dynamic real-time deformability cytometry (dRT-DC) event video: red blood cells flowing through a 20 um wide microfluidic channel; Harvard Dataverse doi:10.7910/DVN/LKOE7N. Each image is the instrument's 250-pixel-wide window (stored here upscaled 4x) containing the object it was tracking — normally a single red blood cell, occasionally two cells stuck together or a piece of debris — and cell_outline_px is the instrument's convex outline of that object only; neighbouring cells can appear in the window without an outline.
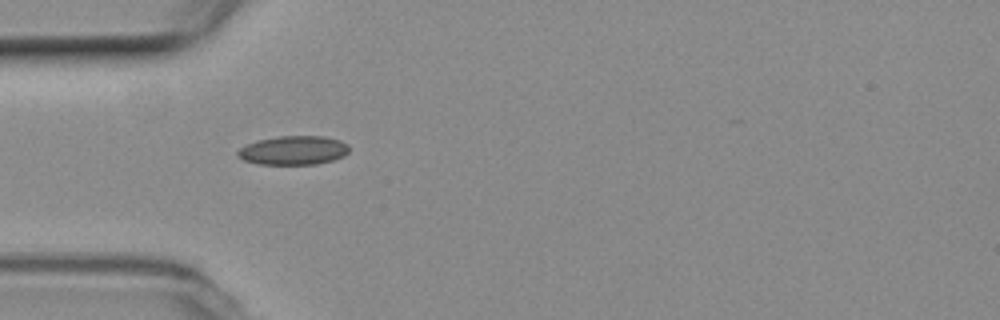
{"species": "common noctule bat (a hibernating species)", "species_latin": "Nyctalus noctula", "temperature_condition": "room temperature", "stored_images_in_passage": 33, "camera_frame_rate_fps": 3000, "um_per_image_px": 0.085, "animal": {"sex": "female", "body_mass_g": 19.3, "forearm_length_mm": 54.1}, "frame": {"image": 1, "passage_image": 1, "time_ms": 0.0, "image_size_px": [1000, 320], "cell_outline_px": [[348, 152], [344, 156], [332, 160], [316, 164], [260, 164], [244, 160], [236, 156], [236, 152], [240, 148], [256, 140], [280, 136], [324, 136], [340, 140], [348, 144]], "centroid_in_image_um": [24.94, 12.77], "position_along_channel_um": 60.1, "area_um2": 18.79}}
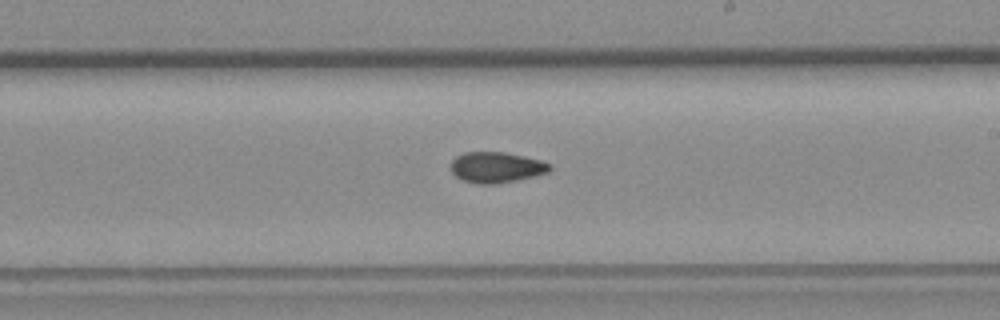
{"frame": {"image": 2, "passage_image": 16, "time_ms": 5.0, "image_size_px": [1000, 320], "cell_outline_px": [[552, 168], [548, 172], [516, 180], [496, 184], [476, 184], [460, 180], [452, 172], [452, 160], [456, 156], [464, 152], [504, 152], [540, 160], [552, 164]], "centroid_in_image_um": [42.17, 14.23], "position_along_channel_um": 246.8, "area_um2": 17.69}}
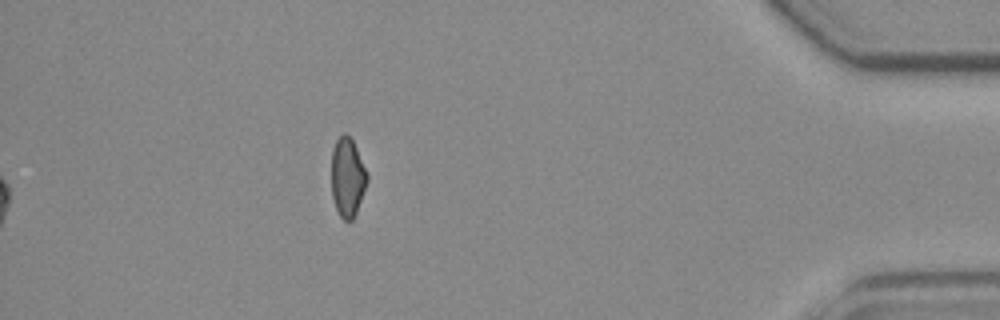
{"frame": {"image": 3, "passage_image": 33, "time_ms": 10.667, "image_size_px": [1000, 320], "cell_outline_px": [[368, 180], [356, 212], [352, 220], [344, 220], [340, 216], [336, 208], [332, 196], [332, 148], [336, 140], [344, 132], [352, 140], [368, 172]], "centroid_in_image_um": [29.54, 15.06], "position_along_channel_um": 405.7, "area_um2": 16.3}}